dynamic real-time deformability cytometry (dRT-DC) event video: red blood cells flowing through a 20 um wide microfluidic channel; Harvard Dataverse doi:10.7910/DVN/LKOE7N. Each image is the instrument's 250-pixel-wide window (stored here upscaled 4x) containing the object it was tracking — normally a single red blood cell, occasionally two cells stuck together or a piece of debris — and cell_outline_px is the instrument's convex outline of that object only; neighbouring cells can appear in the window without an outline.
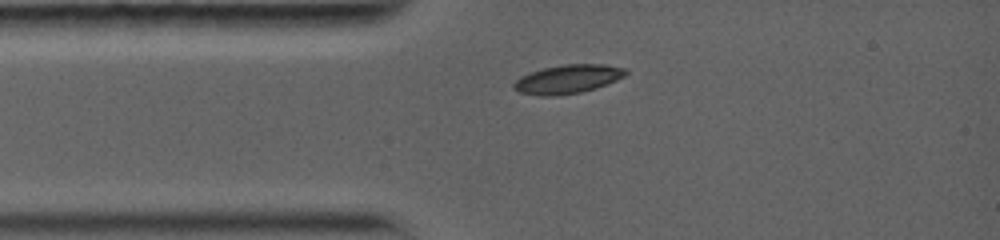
{"species": "common noctule bat (a hibernating species)", "species_latin": "Nyctalus noctula", "temperature_condition": "warm", "stored_images_in_passage": 4, "camera_frame_rate_fps": 5000, "um_per_image_px": 0.085, "animal": {"sex": "female", "body_mass_g": 19.0, "forearm_length_mm": 56.7}, "frame": {"image": 1, "passage_image": 1, "time_ms": 0.0, "image_size_px": [1000, 240], "cell_outline_px": [[628, 72], [624, 76], [616, 80], [596, 88], [580, 92], [556, 96], [540, 96], [520, 92], [512, 88], [512, 84], [520, 76], [544, 68], [564, 64], [604, 64], [628, 68]], "centroid_in_image_um": [48.27, 6.72], "position_along_channel_um": 36.7, "area_um2": 18.79}}
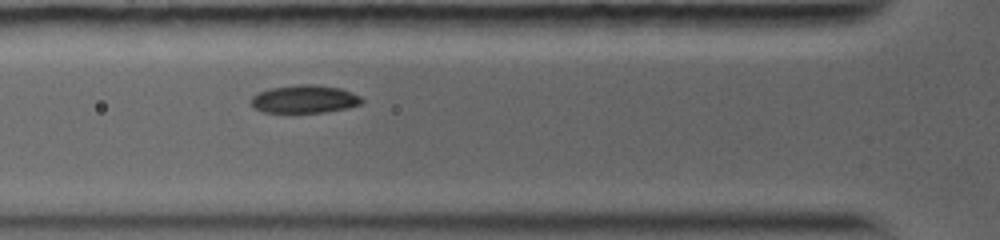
{"frame": {"image": 2, "passage_image": 3, "time_ms": 1.8, "image_size_px": [1000, 240], "cell_outline_px": [[364, 100], [360, 104], [348, 108], [324, 112], [260, 112], [252, 104], [252, 96], [260, 92], [272, 88], [300, 84], [312, 84], [340, 88], [360, 96]], "centroid_in_image_um": [25.91, 8.42], "position_along_channel_um": 99.9, "area_um2": 17.8}}
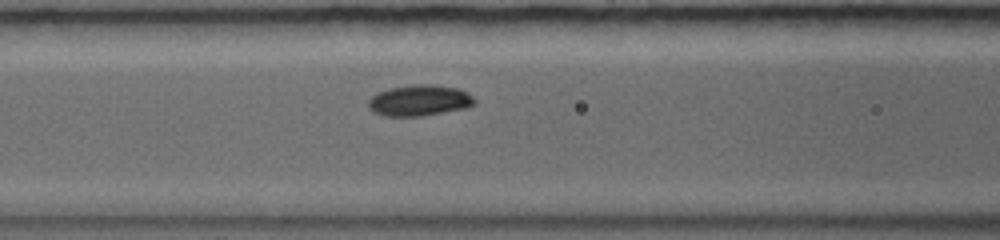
{"frame": {"image": 3, "passage_image": 4, "time_ms": 2.6, "image_size_px": [1000, 240], "cell_outline_px": [[476, 104], [464, 108], [420, 116], [384, 116], [372, 112], [368, 108], [368, 100], [372, 96], [388, 88], [412, 84], [436, 84], [460, 88], [472, 96], [476, 100]], "centroid_in_image_um": [35.64, 8.52], "position_along_channel_um": 131.0, "area_um2": 19.36}}